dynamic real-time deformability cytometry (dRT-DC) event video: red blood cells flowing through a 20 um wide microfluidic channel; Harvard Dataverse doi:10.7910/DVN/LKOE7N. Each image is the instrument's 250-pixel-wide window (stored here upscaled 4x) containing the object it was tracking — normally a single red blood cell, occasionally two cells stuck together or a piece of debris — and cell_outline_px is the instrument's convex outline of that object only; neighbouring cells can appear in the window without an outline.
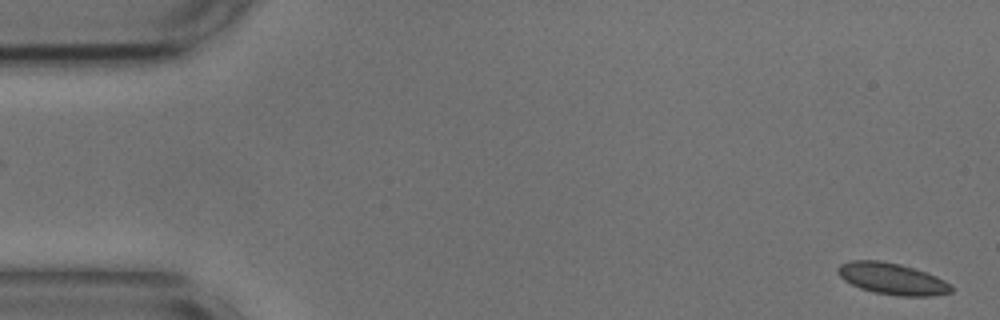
{"species": "common noctule bat (a hibernating species)", "species_latin": "Nyctalus noctula", "temperature_condition": "cold", "stored_images_in_passage": 55, "segment_of_instrument_passage": [1, 2], "camera_frame_rate_fps": 3000, "um_per_image_px": 0.085, "animal": {"sex": "male", "body_mass_g": 17.9, "forearm_length_mm": 54.2}, "frame": {"image": 1, "passage_image": 1, "time_ms": 0.0, "image_size_px": [1000, 320], "cell_outline_px": [[952, 292], [932, 296], [900, 296], [872, 292], [860, 288], [844, 280], [836, 272], [836, 268], [840, 264], [848, 260], [880, 260], [900, 264], [936, 276], [944, 280], [952, 288]], "centroid_in_image_um": [75.78, 23.69], "position_along_channel_um": 9.2, "area_um2": 20.81}}
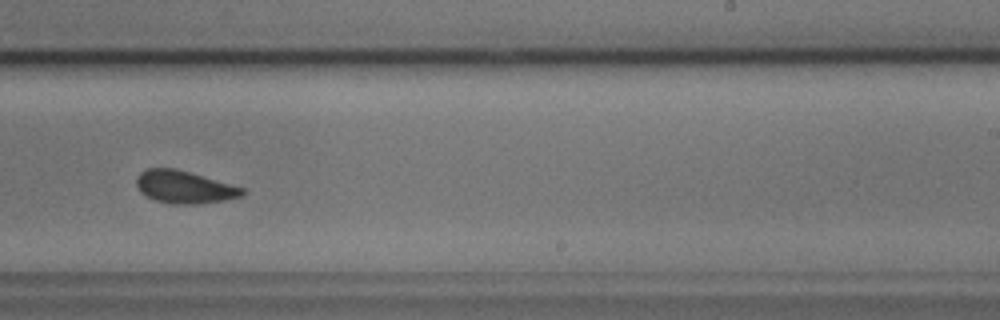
{"frame": {"image": 2, "passage_image": 33, "time_ms": 10.667, "image_size_px": [1000, 320], "cell_outline_px": [[244, 196], [224, 200], [196, 204], [172, 204], [156, 200], [140, 192], [136, 184], [136, 176], [140, 172], [148, 168], [176, 168], [244, 188]], "centroid_in_image_um": [15.65, 15.89], "position_along_channel_um": 273.4, "area_um2": 20.0}}
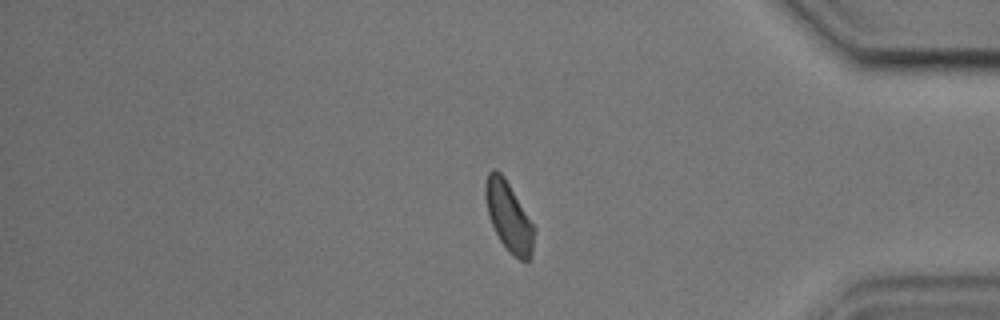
{"frame": {"image": 3, "passage_image": 45, "time_ms": 14.667, "image_size_px": [1000, 320], "cell_outline_px": [[536, 228], [532, 256], [528, 260], [520, 260], [500, 240], [492, 224], [488, 212], [484, 196], [484, 184], [488, 172], [492, 168], [496, 168], [504, 176]], "centroid_in_image_um": [43.25, 18.36], "position_along_channel_um": 391.9, "area_um2": 19.65}}